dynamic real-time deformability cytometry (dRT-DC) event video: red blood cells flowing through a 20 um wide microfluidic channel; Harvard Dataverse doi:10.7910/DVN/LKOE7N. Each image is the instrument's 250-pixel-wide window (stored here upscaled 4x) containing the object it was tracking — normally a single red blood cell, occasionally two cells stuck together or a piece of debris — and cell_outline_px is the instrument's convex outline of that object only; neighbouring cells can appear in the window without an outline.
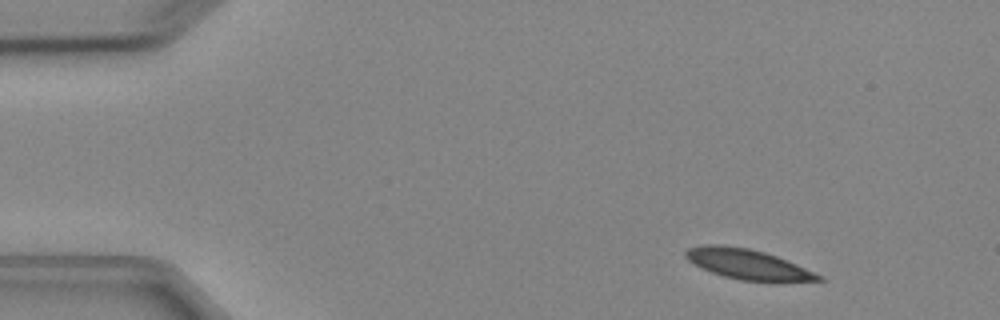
{"species": "Egyptian fruit bat (a non-hibernating species)", "species_latin": "Rousettus aegyptiacus", "temperature_condition": "cold", "stored_images_in_passage": 4, "camera_frame_rate_fps": 3000, "um_per_image_px": 0.085, "animal": {"sex": "female"}, "frame": {"image": 1, "passage_image": 1, "time_ms": 0.0, "image_size_px": [1000, 320], "cell_outline_px": [[824, 280], [740, 280], [724, 276], [712, 272], [688, 260], [684, 256], [684, 252], [688, 248], [700, 244], [720, 244], [748, 248], [764, 252], [776, 256], [796, 264], [824, 276]], "centroid_in_image_um": [63.49, 22.42], "position_along_channel_um": 21.5, "area_um2": 22.72}}
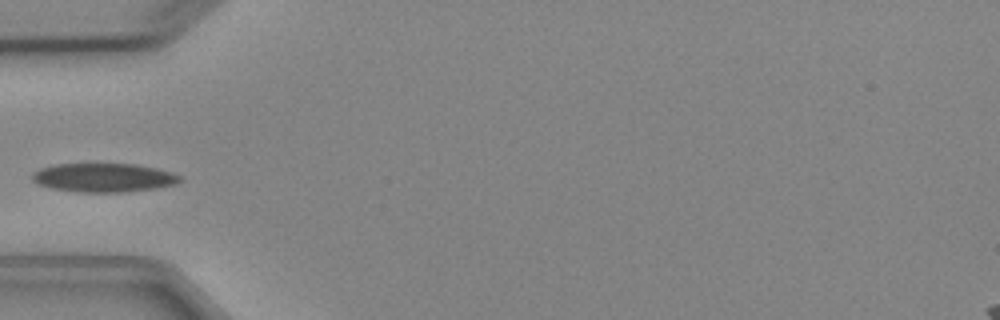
{"frame": {"image": 2, "passage_image": 4, "time_ms": 3.667, "image_size_px": [1000, 320], "cell_outline_px": [[184, 180], [176, 184], [156, 188], [124, 192], [76, 192], [52, 188], [36, 184], [32, 180], [32, 172], [40, 168], [56, 164], [136, 164], [156, 168], [172, 172], [180, 176]], "centroid_in_image_um": [8.81, 15.1], "position_along_channel_um": 76.2, "area_um2": 24.97}}